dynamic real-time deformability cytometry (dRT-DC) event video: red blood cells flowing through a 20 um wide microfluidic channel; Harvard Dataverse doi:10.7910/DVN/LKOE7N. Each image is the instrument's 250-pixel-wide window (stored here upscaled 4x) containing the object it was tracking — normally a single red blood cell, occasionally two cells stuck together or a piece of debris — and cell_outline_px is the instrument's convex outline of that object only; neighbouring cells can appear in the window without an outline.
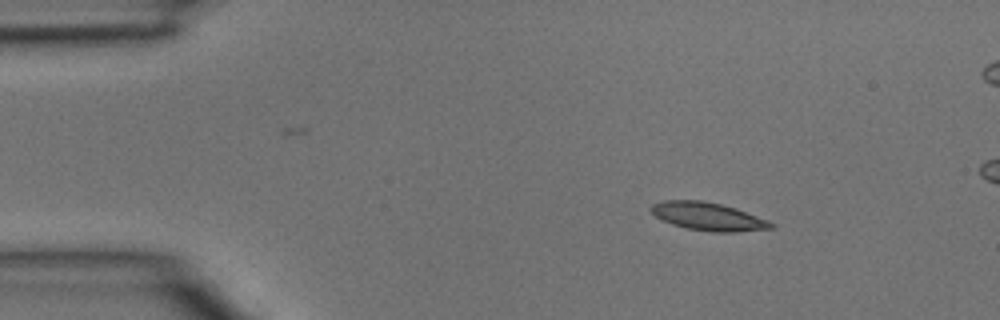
{"species": "common noctule bat (a hibernating species)", "species_latin": "Nyctalus noctula", "temperature_condition": "room temperature", "stored_images_in_passage": 3, "camera_frame_rate_fps": 3000, "um_per_image_px": 0.085, "animal": {"sex": "male", "body_mass_g": 15.6}, "frame": {"image": 1, "passage_image": 1, "time_ms": 0.0, "image_size_px": [1000, 320], "cell_outline_px": [[776, 228], [736, 232], [712, 232], [688, 228], [672, 224], [656, 216], [652, 212], [652, 204], [664, 200], [704, 200], [736, 208], [768, 220], [776, 224]], "centroid_in_image_um": [60.25, 18.4], "position_along_channel_um": 24.7, "area_um2": 19.54}}